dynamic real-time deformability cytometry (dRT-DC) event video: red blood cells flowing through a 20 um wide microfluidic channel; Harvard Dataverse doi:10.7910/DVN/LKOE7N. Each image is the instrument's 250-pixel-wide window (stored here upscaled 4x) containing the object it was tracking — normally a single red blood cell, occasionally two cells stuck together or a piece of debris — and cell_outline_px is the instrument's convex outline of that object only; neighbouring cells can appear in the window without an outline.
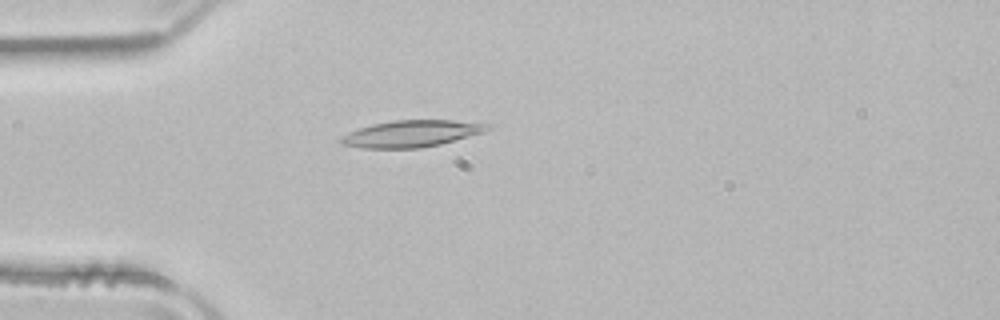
{"species": "common noctule bat (a hibernating species)", "species_latin": "Nyctalus noctula", "temperature_condition": "room temperature", "stored_images_in_passage": 51, "camera_frame_rate_fps": 3000, "um_per_image_px": 0.085, "animal": {"sex": "male", "body_mass_g": 21.5, "forearm_length_mm": 52.0}, "frame": {"image": 1, "passage_image": 14, "time_ms": 4.333, "image_size_px": [1000, 320], "cell_outline_px": [[492, 128], [484, 132], [440, 144], [420, 148], [360, 148], [340, 144], [340, 136], [348, 132], [372, 124], [392, 120], [452, 120], [488, 124]], "centroid_in_image_um": [34.93, 11.36], "position_along_channel_um": 50.1, "area_um2": 22.77}}
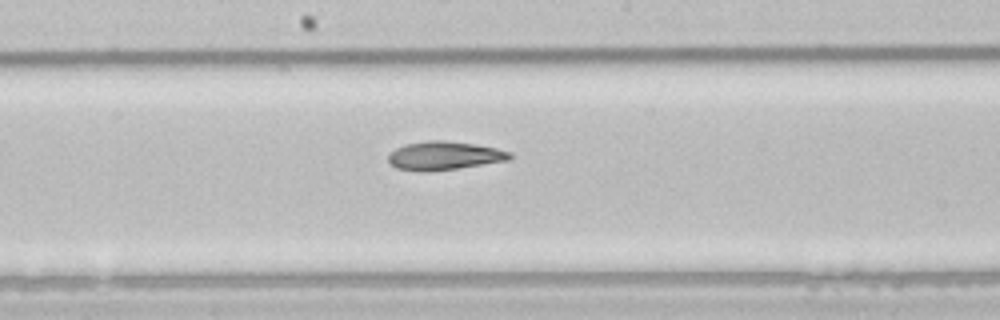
{"frame": {"image": 2, "passage_image": 27, "time_ms": 8.667, "image_size_px": [1000, 320], "cell_outline_px": [[512, 156], [508, 160], [456, 168], [428, 172], [416, 172], [396, 168], [388, 160], [388, 156], [396, 148], [408, 144], [428, 140], [444, 140], [472, 144], [496, 148], [512, 152]], "centroid_in_image_um": [37.74, 13.24], "position_along_channel_um": 210.5, "area_um2": 20.0}}
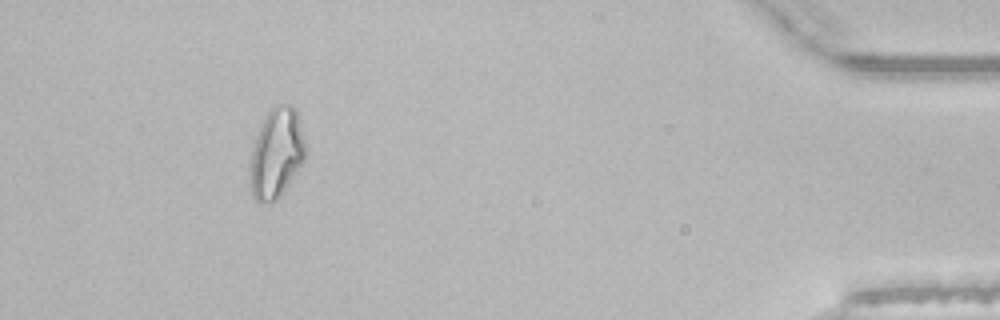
{"frame": {"image": 3, "passage_image": 47, "time_ms": 15.333, "image_size_px": [1000, 320], "cell_outline_px": [[304, 160], [280, 196], [276, 200], [260, 204], [252, 196], [252, 152], [256, 136], [268, 112], [276, 104], [292, 104], [296, 108], [304, 140]], "centroid_in_image_um": [23.52, 13.0], "position_along_channel_um": 411.7, "area_um2": 28.09}, "authors_computed_cell_mechanics": {"area_um2": 21.5594, "velocity_mm_per_s": 3.9591, "shape_relaxation_time_tau1_ms": 6.0895, "shape_relaxation_time_tau2_ms": 7.7147, "deformation_change_tau1": 0.1867, "deformation_change_tau2": 0.1798}}